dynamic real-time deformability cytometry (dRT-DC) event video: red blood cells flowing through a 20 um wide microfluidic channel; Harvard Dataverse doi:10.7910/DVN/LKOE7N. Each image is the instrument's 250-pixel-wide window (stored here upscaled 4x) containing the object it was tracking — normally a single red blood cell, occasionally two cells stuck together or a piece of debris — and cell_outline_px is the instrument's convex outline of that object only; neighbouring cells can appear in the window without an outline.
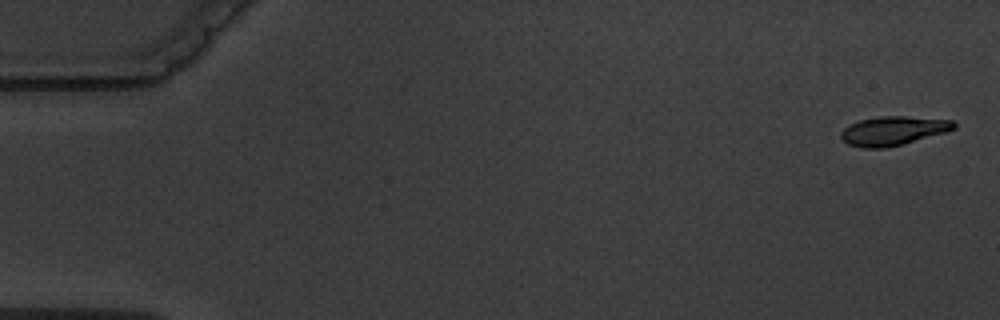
{"species": "common noctule bat (a hibernating species)", "species_latin": "Nyctalus noctula", "temperature_condition": "warm", "stored_images_in_passage": 5, "camera_frame_rate_fps": 3000, "um_per_image_px": 0.085, "animal": {"sex": "male", "body_mass_g": 19.5, "forearm_length_mm": 54.6}, "frame": {"image": 1, "passage_image": 1, "time_ms": 0.0, "image_size_px": [1000, 320], "cell_outline_px": [[956, 128], [944, 132], [900, 144], [884, 148], [864, 148], [848, 144], [840, 136], [840, 132], [848, 124], [860, 120], [880, 116], [904, 116], [952, 120], [956, 124]], "centroid_in_image_um": [75.87, 11.1], "position_along_channel_um": 9.1, "area_um2": 18.79}}
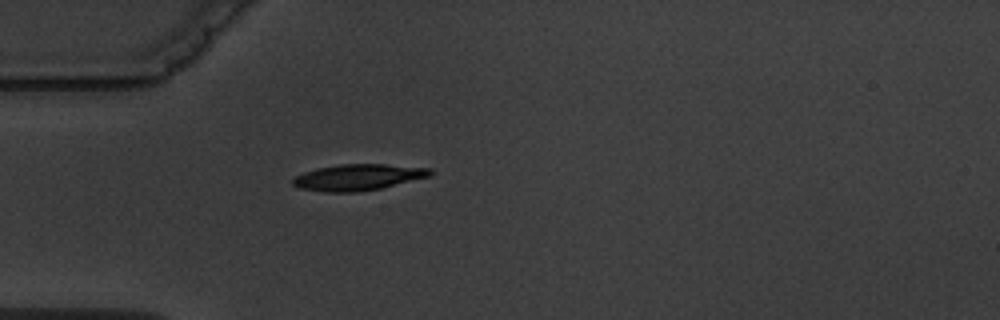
{"frame": {"image": 2, "passage_image": 5, "time_ms": 5.0, "image_size_px": [1000, 320], "cell_outline_px": [[432, 176], [384, 188], [356, 192], [328, 192], [300, 188], [292, 184], [292, 180], [296, 176], [304, 172], [316, 168], [340, 164], [384, 164], [432, 168]], "centroid_in_image_um": [30.49, 15.06], "position_along_channel_um": 54.5, "area_um2": 21.15}}